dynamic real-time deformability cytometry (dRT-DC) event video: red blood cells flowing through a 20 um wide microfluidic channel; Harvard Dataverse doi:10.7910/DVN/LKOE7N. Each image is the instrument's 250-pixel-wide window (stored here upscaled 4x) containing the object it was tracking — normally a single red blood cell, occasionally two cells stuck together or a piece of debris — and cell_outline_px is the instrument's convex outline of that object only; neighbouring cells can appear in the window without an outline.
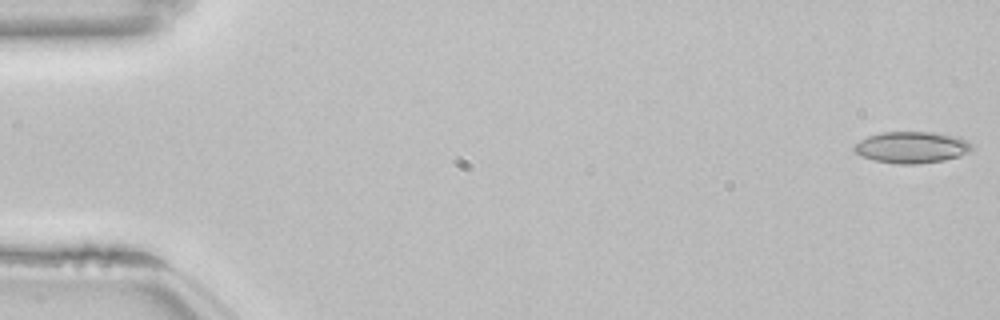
{"species": "common noctule bat (a hibernating species)", "species_latin": "Nyctalus noctula", "temperature_condition": "room temperature", "stored_images_in_passage": 54, "camera_frame_rate_fps": 3000, "um_per_image_px": 0.085, "animal": {"sex": "female", "body_mass_g": 22.7, "forearm_length_mm": 54.2}, "frame": {"image": 1, "passage_image": 1, "time_ms": 0.0, "image_size_px": [1000, 320], "cell_outline_px": [[972, 148], [968, 152], [960, 156], [944, 160], [920, 164], [896, 164], [872, 160], [860, 156], [852, 152], [852, 144], [868, 136], [880, 132], [932, 132], [956, 136], [968, 140], [972, 144]], "centroid_in_image_um": [77.44, 12.53], "position_along_channel_um": 7.6, "area_um2": 22.02}}
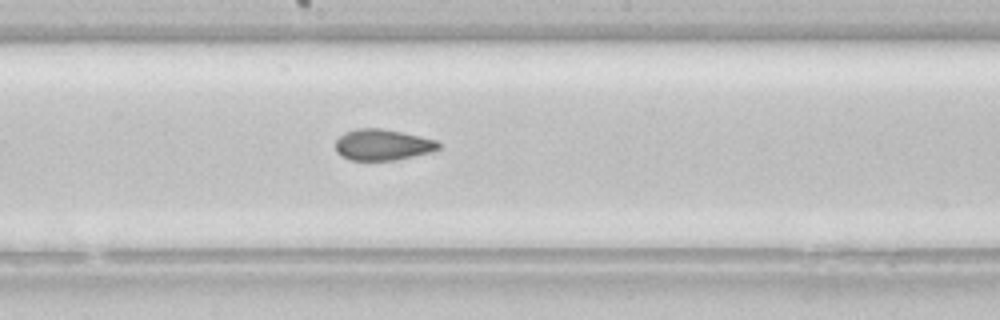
{"frame": {"image": 2, "passage_image": 29, "time_ms": 9.333, "image_size_px": [1000, 320], "cell_outline_px": [[440, 148], [432, 152], [396, 160], [352, 160], [340, 156], [336, 152], [336, 140], [344, 132], [356, 128], [380, 128], [420, 136], [436, 140], [440, 144]], "centroid_in_image_um": [32.51, 12.31], "position_along_channel_um": 215.7, "area_um2": 18.73}}
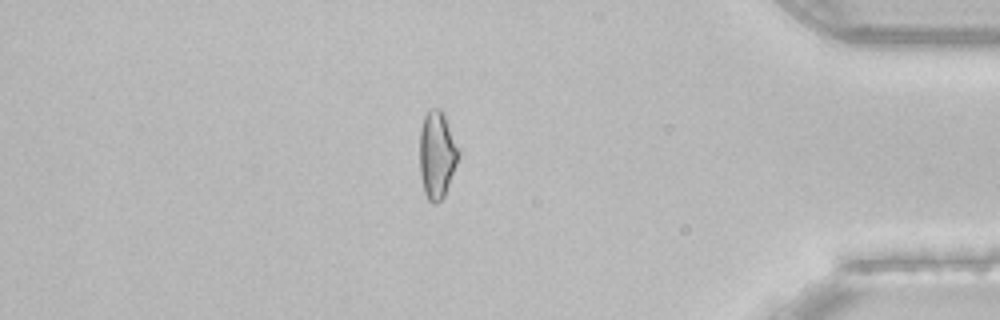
{"frame": {"image": 3, "passage_image": 46, "time_ms": 15.0, "image_size_px": [1000, 320], "cell_outline_px": [[460, 156], [444, 196], [436, 204], [432, 204], [428, 200], [424, 192], [420, 176], [420, 128], [424, 116], [428, 108], [440, 108], [444, 112], [460, 152]], "centroid_in_image_um": [37.14, 13.13], "position_along_channel_um": 398.1, "area_um2": 20.06}, "authors_computed_cell_mechanics": {"area_um2": 20.2011, "velocity_mm_per_s": 3.8538, "shape_relaxation_time_tau1_ms": null, "shape_relaxation_time_tau2_ms": 2.4902, "deformation_change_tau1": null, "deformation_change_tau2": 0.0809}}